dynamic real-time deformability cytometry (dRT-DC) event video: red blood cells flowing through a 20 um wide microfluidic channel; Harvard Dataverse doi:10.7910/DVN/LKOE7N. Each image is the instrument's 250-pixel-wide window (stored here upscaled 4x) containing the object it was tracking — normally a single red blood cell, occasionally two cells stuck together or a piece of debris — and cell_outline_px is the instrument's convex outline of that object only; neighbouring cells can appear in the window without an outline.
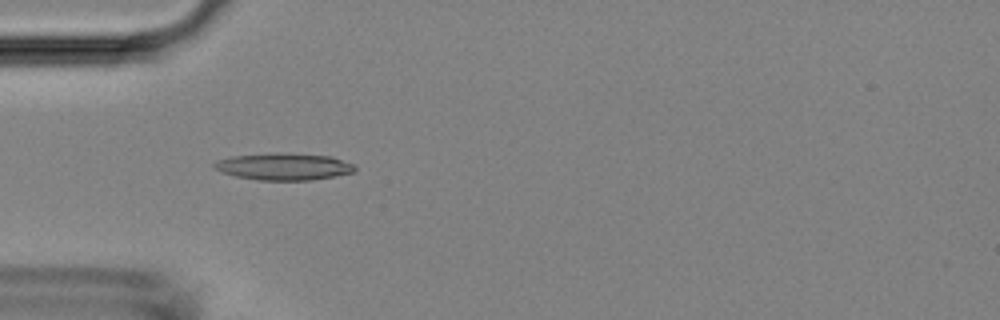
{"species": "Egyptian fruit bat (a non-hibernating species)", "species_latin": "Rousettus aegyptiacus", "temperature_condition": "room temperature", "stored_images_in_passage": 5, "camera_frame_rate_fps": 3000, "um_per_image_px": 0.085, "animal": {"sex": "female"}, "frame": {"image": 1, "passage_image": 5, "time_ms": 4.667, "image_size_px": [1000, 320], "cell_outline_px": [[356, 172], [312, 180], [256, 180], [236, 176], [220, 172], [212, 168], [212, 164], [216, 160], [232, 156], [276, 152], [280, 152], [332, 156], [352, 164], [356, 168]], "centroid_in_image_um": [24.08, 14.15], "position_along_channel_um": 60.9, "area_um2": 22.37}}